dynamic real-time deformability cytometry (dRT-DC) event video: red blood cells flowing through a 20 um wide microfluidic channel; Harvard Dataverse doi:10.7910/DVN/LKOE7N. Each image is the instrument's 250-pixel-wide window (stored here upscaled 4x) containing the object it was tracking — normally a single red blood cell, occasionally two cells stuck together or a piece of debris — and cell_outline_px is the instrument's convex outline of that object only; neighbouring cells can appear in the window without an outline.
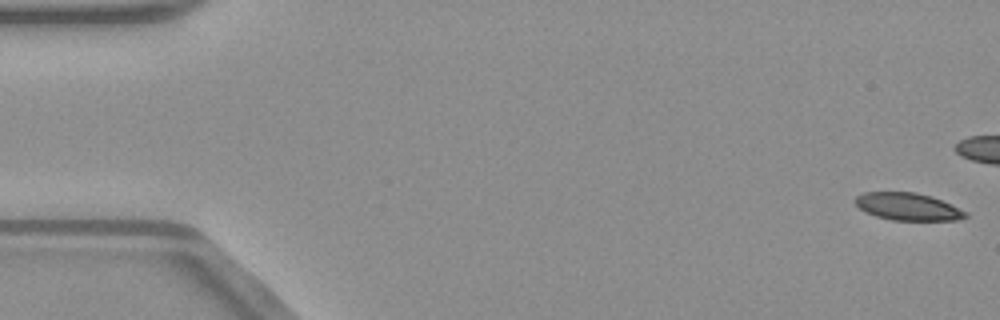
{"species": "common noctule bat (a hibernating species)", "species_latin": "Nyctalus noctula", "temperature_condition": "warm", "stored_images_in_passage": 12, "camera_frame_rate_fps": 3000, "um_per_image_px": 0.085, "animal": {"sex": "male", "body_mass_g": 23.1, "forearm_length_mm": 52.7}, "frame": {"image": 1, "passage_image": 1, "time_ms": 0.0, "image_size_px": [1000, 320], "cell_outline_px": [[968, 216], [956, 220], [892, 220], [876, 216], [860, 208], [852, 200], [856, 196], [864, 192], [916, 192], [932, 196], [968, 212]], "centroid_in_image_um": [77.17, 17.55], "position_along_channel_um": 7.8, "area_um2": 17.57}}